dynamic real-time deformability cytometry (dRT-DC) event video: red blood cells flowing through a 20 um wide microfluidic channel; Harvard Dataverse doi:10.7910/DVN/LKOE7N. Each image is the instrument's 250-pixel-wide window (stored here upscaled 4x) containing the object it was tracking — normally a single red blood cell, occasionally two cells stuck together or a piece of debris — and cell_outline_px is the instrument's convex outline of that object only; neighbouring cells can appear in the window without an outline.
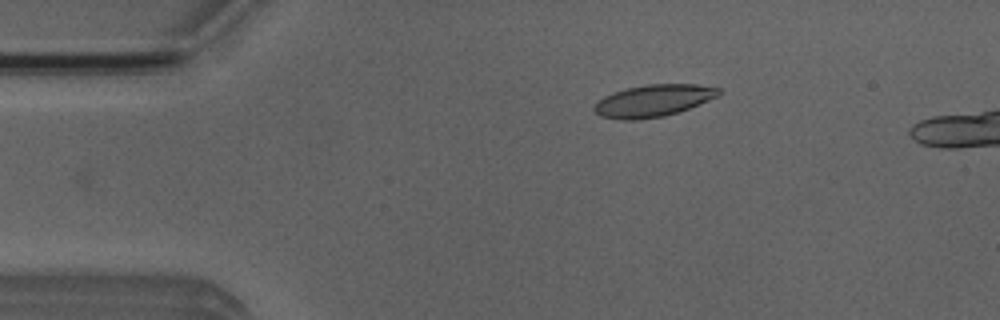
{"species": "Egyptian fruit bat (a non-hibernating species)", "species_latin": "Rousettus aegyptiacus", "temperature_condition": "room temperature", "stored_images_in_passage": 6, "camera_frame_rate_fps": 3000, "um_per_image_px": 0.085, "animal": {"sex": "male"}, "frame": {"image": 1, "passage_image": 1, "time_ms": 0.0, "image_size_px": [1000, 320], "cell_outline_px": [[720, 96], [680, 112], [664, 116], [636, 120], [624, 120], [600, 116], [592, 108], [596, 100], [604, 96], [628, 88], [648, 84], [696, 84], [720, 88]], "centroid_in_image_um": [55.55, 8.56], "position_along_channel_um": 29.5, "area_um2": 23.35}}